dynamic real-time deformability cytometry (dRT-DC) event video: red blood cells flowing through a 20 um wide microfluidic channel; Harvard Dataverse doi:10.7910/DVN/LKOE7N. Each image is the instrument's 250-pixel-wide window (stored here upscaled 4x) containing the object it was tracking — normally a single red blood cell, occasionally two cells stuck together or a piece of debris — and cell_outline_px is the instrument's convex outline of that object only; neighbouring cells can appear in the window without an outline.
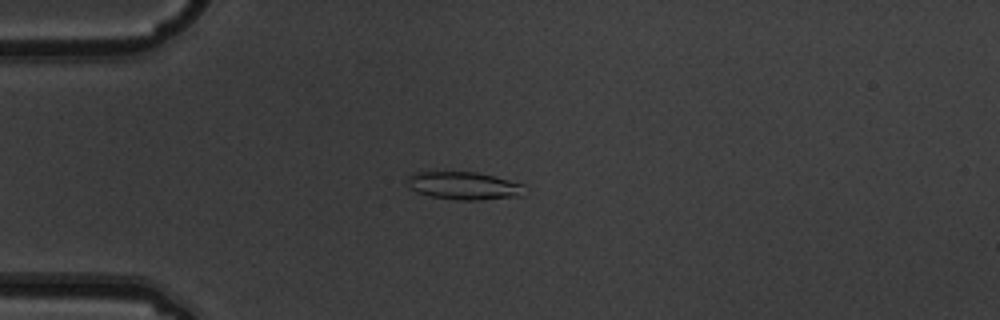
{"species": "common noctule bat (a hibernating species)", "species_latin": "Nyctalus noctula", "temperature_condition": "warm", "stored_images_in_passage": 8, "camera_frame_rate_fps": 3000, "um_per_image_px": 0.085, "animal": {"sex": "male", "body_mass_g": 19.5, "forearm_length_mm": 54.6}, "frame": {"image": 1, "passage_image": 5, "time_ms": 1.333, "image_size_px": [1000, 320], "cell_outline_px": [[524, 196], [480, 200], [456, 200], [432, 196], [416, 192], [408, 188], [408, 176], [412, 172], [476, 172], [524, 184]], "centroid_in_image_um": [39.42, 15.79], "position_along_channel_um": 45.6, "area_um2": 19.07}}
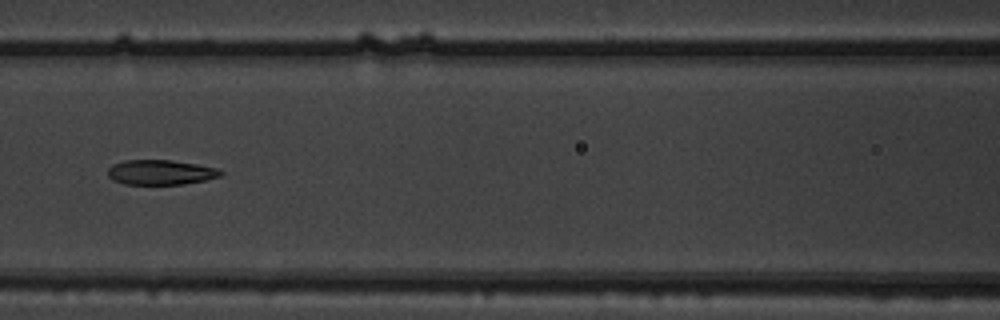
{"frame": {"image": 2, "passage_image": 8, "time_ms": 2.333, "image_size_px": [1000, 320], "cell_outline_px": [[224, 172], [220, 176], [204, 180], [184, 184], [124, 184], [112, 180], [108, 176], [108, 168], [112, 164], [124, 160], [172, 160], [220, 168]], "centroid_in_image_um": [13.65, 14.64], "position_along_channel_um": 153.0, "area_um2": 16.47}}